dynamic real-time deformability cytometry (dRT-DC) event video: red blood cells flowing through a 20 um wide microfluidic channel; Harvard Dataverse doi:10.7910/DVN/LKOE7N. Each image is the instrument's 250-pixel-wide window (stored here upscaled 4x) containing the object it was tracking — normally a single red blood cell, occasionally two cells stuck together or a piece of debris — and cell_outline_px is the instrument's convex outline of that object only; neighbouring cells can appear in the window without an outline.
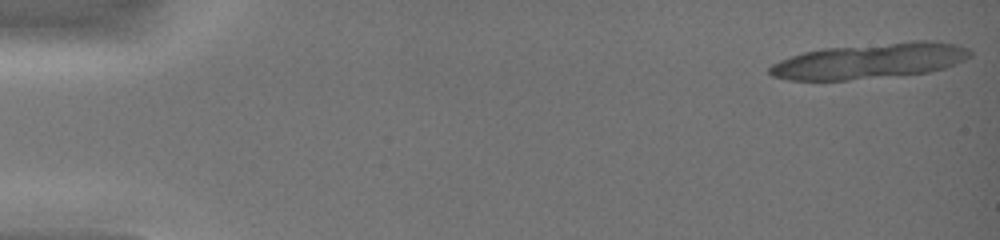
{"species": "common noctule bat (a hibernating species)", "species_latin": "Nyctalus noctula", "temperature_condition": "warm", "stored_images_in_passage": 13, "camera_frame_rate_fps": 3000, "um_per_image_px": 0.085, "animal": {"sex": "female", "body_mass_g": 19.0, "forearm_length_mm": 51.5}, "frame": {"image": 1, "passage_image": 1, "time_ms": 0.0, "image_size_px": [1000, 240], "cell_outline_px": [[972, 56], [964, 60], [944, 68], [928, 72], [848, 80], [788, 80], [772, 76], [768, 72], [768, 68], [772, 64], [780, 60], [804, 52], [824, 48], [912, 40], [932, 40], [956, 44], [968, 48], [972, 52]], "centroid_in_image_um": [73.96, 5.16], "position_along_channel_um": 11.0, "area_um2": 41.56}}
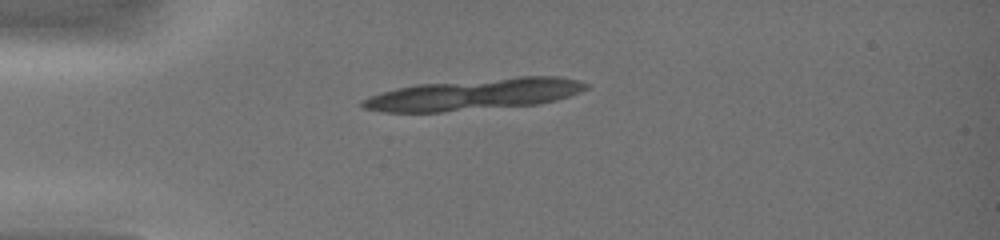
{"frame": {"image": 2, "passage_image": 9, "time_ms": 4.0, "image_size_px": [1000, 240], "cell_outline_px": [[588, 88], [580, 92], [556, 100], [536, 104], [444, 112], [384, 112], [360, 108], [360, 100], [368, 96], [380, 92], [396, 88], [416, 84], [516, 76], [560, 76], [580, 80], [588, 84]], "centroid_in_image_um": [40.26, 8.02], "position_along_channel_um": 44.7, "area_um2": 41.38}}